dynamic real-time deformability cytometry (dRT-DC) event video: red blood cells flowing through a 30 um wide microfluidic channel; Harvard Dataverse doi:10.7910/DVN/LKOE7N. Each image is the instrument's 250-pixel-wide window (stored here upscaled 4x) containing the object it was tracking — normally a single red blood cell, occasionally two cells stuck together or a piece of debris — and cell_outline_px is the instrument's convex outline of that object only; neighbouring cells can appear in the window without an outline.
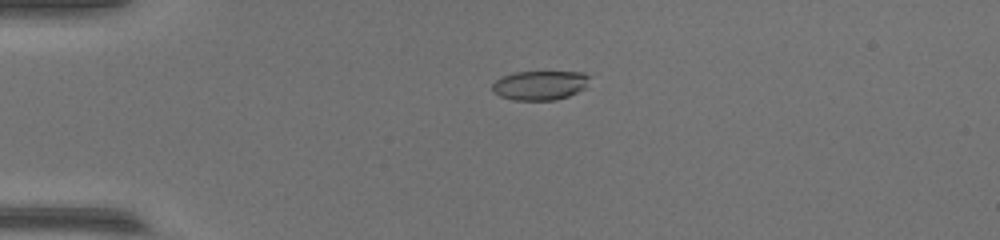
{"species": "common noctule bat (a hibernating species)", "species_latin": "Nyctalus noctula", "temperature_condition": "warm", "stored_images_in_passage": 48, "camera_frame_rate_fps": 3000, "um_per_image_px": 0.085, "animal": {"sex": "female", "body_mass_g": 17.0, "forearm_length_mm": 48.0}, "frame": {"image": 1, "passage_image": 7, "time_ms": 2.0, "image_size_px": [1000, 240], "cell_outline_px": [[588, 76], [584, 88], [568, 96], [556, 100], [516, 100], [500, 96], [492, 92], [492, 84], [496, 80], [512, 72], [584, 72]], "centroid_in_image_um": [45.84, 7.25], "position_along_channel_um": 39.2, "area_um2": 16.42}}
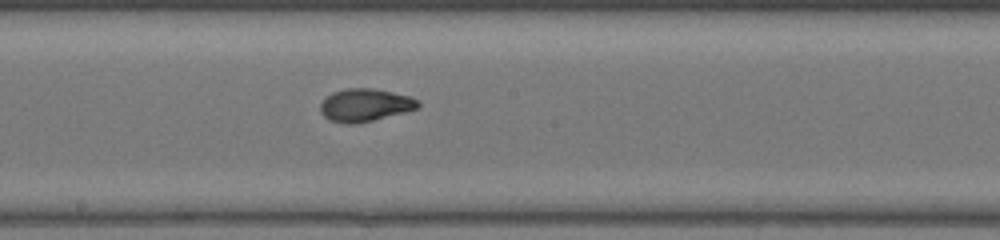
{"frame": {"image": 2, "passage_image": 24, "time_ms": 7.667, "image_size_px": [1000, 240], "cell_outline_px": [[420, 108], [356, 124], [344, 124], [328, 120], [320, 112], [320, 104], [332, 92], [344, 88], [372, 88], [412, 96], [420, 104]], "centroid_in_image_um": [31.01, 8.93], "position_along_channel_um": 217.2, "area_um2": 18.73}}
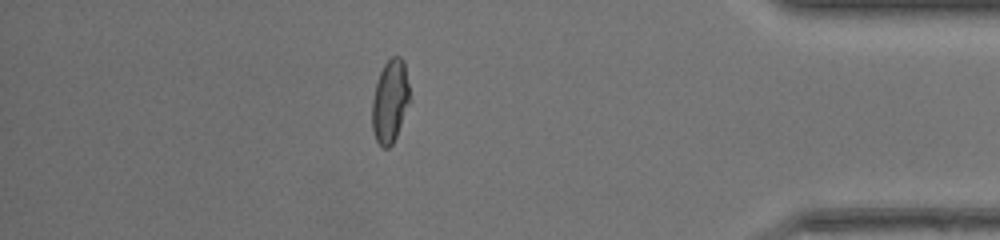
{"frame": {"image": 3, "passage_image": 41, "time_ms": 13.333, "image_size_px": [1000, 240], "cell_outline_px": [[408, 100], [396, 136], [392, 144], [388, 148], [384, 148], [376, 140], [372, 128], [372, 100], [376, 84], [380, 72], [384, 64], [392, 56], [400, 56], [404, 60], [408, 84]], "centroid_in_image_um": [33.12, 8.58], "position_along_channel_um": 402.1, "area_um2": 17.63}}